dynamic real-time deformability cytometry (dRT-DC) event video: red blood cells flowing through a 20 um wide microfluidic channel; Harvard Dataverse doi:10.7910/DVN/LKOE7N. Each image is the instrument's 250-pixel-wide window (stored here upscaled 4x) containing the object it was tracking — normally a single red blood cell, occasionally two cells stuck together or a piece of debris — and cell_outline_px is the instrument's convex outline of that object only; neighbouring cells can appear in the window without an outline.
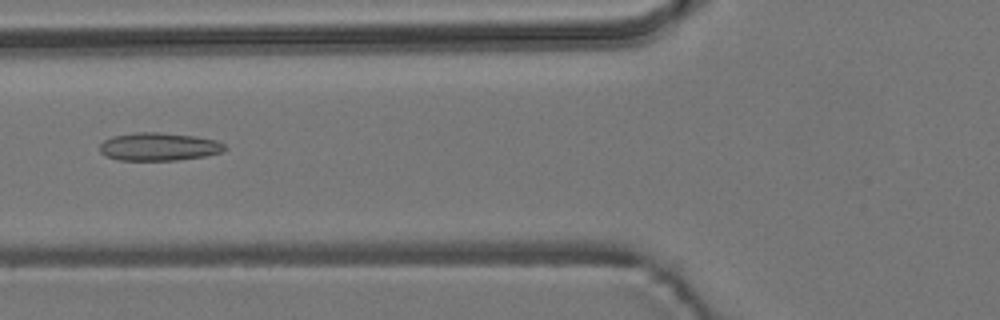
{"species": "common noctule bat (a hibernating species)", "species_latin": "Nyctalus noctula", "temperature_condition": "room temperature", "stored_images_in_passage": 21, "camera_frame_rate_fps": 3000, "um_per_image_px": 0.085, "animal": {"sex": "male", "body_mass_g": 19.2, "forearm_length_mm": 51.8}, "frame": {"image": 1, "passage_image": 21, "time_ms": 6.667, "image_size_px": [1000, 320], "cell_outline_px": [[228, 148], [224, 152], [204, 156], [176, 160], [120, 160], [104, 156], [100, 152], [100, 144], [104, 140], [112, 136], [136, 132], [160, 132], [196, 136], [216, 140], [224, 144]], "centroid_in_image_um": [13.51, 12.46], "position_along_channel_um": 112.3, "area_um2": 20.58}}